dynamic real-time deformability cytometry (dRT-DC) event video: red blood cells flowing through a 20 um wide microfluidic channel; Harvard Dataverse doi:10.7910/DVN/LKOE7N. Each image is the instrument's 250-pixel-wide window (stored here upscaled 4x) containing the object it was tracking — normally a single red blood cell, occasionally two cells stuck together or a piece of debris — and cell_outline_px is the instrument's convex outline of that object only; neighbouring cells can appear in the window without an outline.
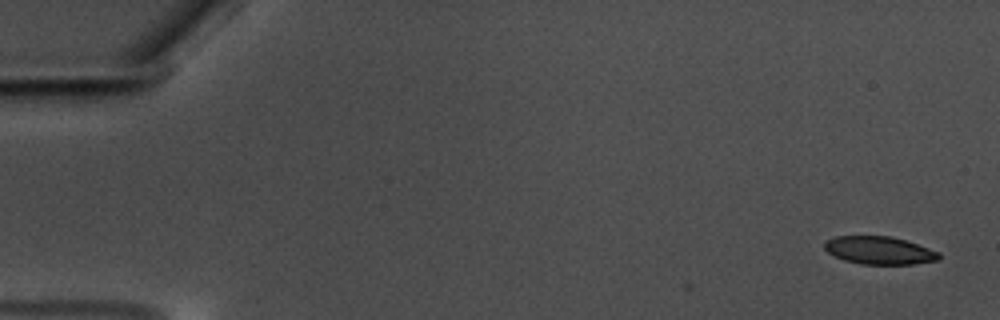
{"species": "common noctule bat (a hibernating species)", "species_latin": "Nyctalus noctula", "temperature_condition": "warm", "stored_images_in_passage": 3, "camera_frame_rate_fps": 3000, "um_per_image_px": 0.085, "animal": {"sex": "male", "body_mass_g": 17.5, "forearm_length_mm": 52.3}, "frame": {"image": 1, "passage_image": 3, "time_ms": 0.667, "image_size_px": [1000, 320], "cell_outline_px": [[940, 260], [912, 264], [860, 264], [844, 260], [828, 252], [824, 248], [824, 240], [836, 236], [892, 236], [940, 252]], "centroid_in_image_um": [74.73, 21.28], "position_along_channel_um": 10.3, "area_um2": 18.55}}